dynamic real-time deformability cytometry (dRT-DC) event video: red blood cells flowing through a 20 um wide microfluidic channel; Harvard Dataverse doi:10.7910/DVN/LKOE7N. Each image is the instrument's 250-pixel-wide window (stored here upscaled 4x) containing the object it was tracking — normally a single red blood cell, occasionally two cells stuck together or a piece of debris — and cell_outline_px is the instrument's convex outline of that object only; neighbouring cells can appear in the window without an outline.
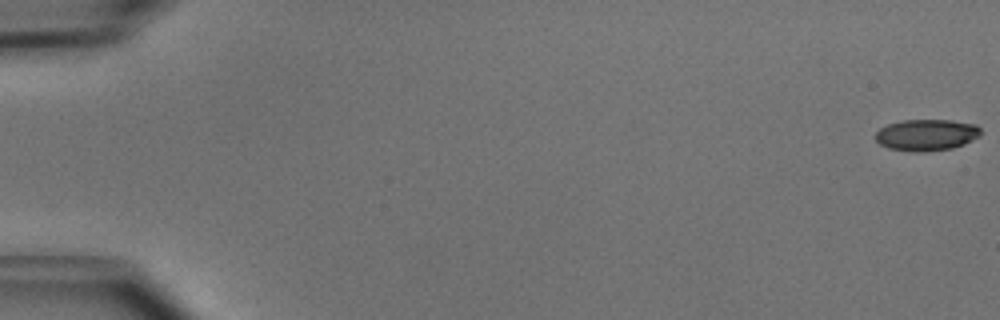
{"species": "common noctule bat (a hibernating species)", "species_latin": "Nyctalus noctula", "temperature_condition": "cold", "stored_images_in_passage": 51, "camera_frame_rate_fps": 3000, "um_per_image_px": 0.085, "animal": {"sex": "male", "body_mass_g": 15.6}, "frame": {"image": 1, "passage_image": 1, "time_ms": 0.0, "image_size_px": [1000, 320], "cell_outline_px": [[980, 136], [964, 144], [952, 148], [924, 152], [916, 152], [888, 148], [880, 144], [876, 140], [876, 132], [880, 128], [888, 124], [904, 120], [952, 120], [976, 124], [980, 128]], "centroid_in_image_um": [78.76, 11.47], "position_along_channel_um": 6.2, "area_um2": 19.31}}
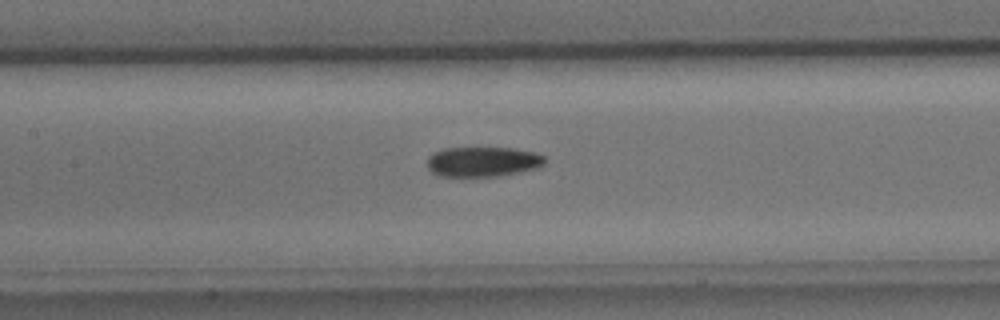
{"frame": {"image": 2, "passage_image": 25, "time_ms": 8.0, "image_size_px": [1000, 320], "cell_outline_px": [[544, 164], [536, 168], [504, 176], [440, 176], [432, 172], [428, 168], [428, 156], [432, 152], [444, 148], [512, 148], [536, 152], [544, 156]], "centroid_in_image_um": [41.03, 13.74], "position_along_channel_um": 166.4, "area_um2": 20.63}}
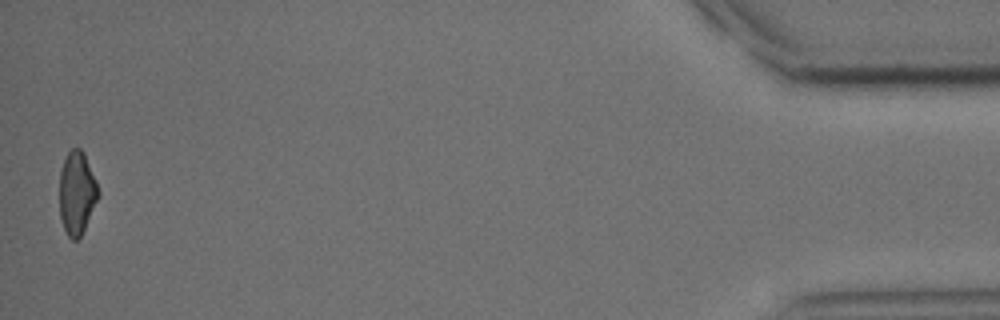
{"frame": {"image": 3, "passage_image": 51, "time_ms": 16.667, "image_size_px": [1000, 320], "cell_outline_px": [[100, 196], [80, 236], [76, 240], [72, 240], [68, 236], [64, 228], [60, 216], [60, 172], [64, 160], [68, 152], [72, 148], [80, 148], [84, 152], [96, 180], [100, 192]], "centroid_in_image_um": [6.55, 16.38], "position_along_channel_um": 428.7, "area_um2": 18.73}, "authors_computed_cell_mechanics": {"area_um2": 20.3456, "velocity_mm_per_s": 3.9985, "shape_relaxation_time_tau1_ms": 4.3471, "shape_relaxation_time_tau2_ms": 4.4578, "deformation_change_tau1": 0.1332, "deformation_change_tau2": 0.1022}}